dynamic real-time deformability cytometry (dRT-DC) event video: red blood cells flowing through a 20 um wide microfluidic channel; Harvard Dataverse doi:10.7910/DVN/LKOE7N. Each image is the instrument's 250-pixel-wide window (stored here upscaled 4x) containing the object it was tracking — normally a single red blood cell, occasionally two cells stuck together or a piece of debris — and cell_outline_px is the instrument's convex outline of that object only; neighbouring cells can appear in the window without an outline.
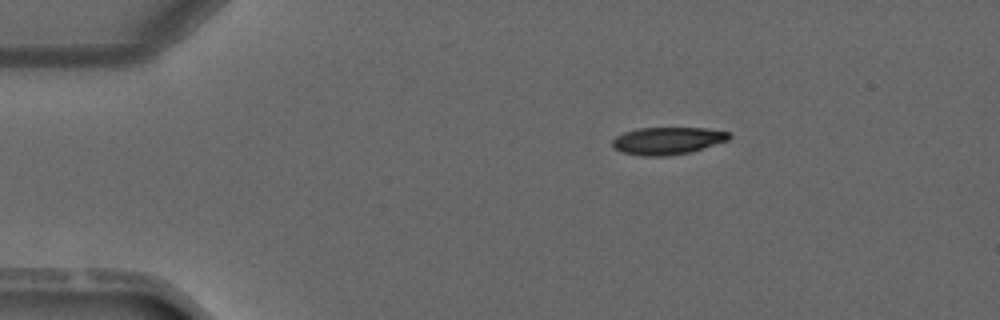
{"species": "common noctule bat (a hibernating species)", "species_latin": "Nyctalus noctula", "temperature_condition": "warm", "stored_images_in_passage": 3, "camera_frame_rate_fps": 3000, "um_per_image_px": 0.085, "animal": {"sex": "male", "forearm_length_mm": 52.5}, "frame": {"image": 1, "passage_image": 1, "time_ms": 0.0, "image_size_px": [1000, 320], "cell_outline_px": [[732, 136], [728, 140], [688, 152], [664, 156], [640, 156], [624, 152], [612, 148], [612, 140], [616, 136], [624, 132], [636, 128], [704, 128], [732, 132]], "centroid_in_image_um": [56.72, 11.95], "position_along_channel_um": 28.3, "area_um2": 18.55}}
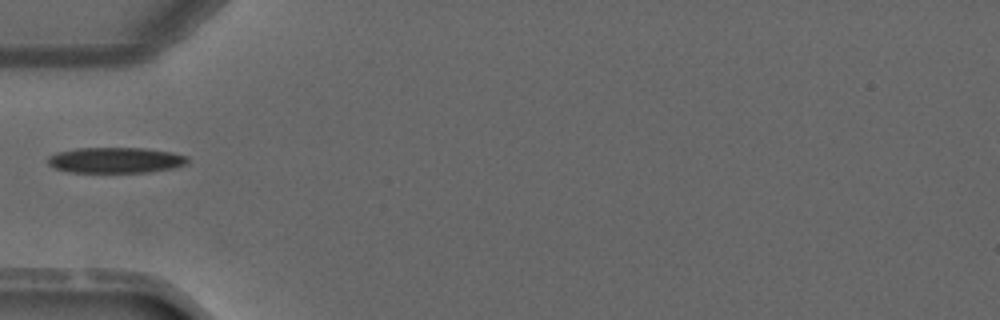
{"frame": {"image": 2, "passage_image": 3, "time_ms": 2.333, "image_size_px": [1000, 320], "cell_outline_px": [[188, 164], [172, 168], [148, 172], [68, 172], [56, 168], [48, 164], [48, 156], [56, 152], [76, 148], [144, 148], [172, 152], [188, 156]], "centroid_in_image_um": [9.83, 13.61], "position_along_channel_um": 75.2, "area_um2": 20.98}}